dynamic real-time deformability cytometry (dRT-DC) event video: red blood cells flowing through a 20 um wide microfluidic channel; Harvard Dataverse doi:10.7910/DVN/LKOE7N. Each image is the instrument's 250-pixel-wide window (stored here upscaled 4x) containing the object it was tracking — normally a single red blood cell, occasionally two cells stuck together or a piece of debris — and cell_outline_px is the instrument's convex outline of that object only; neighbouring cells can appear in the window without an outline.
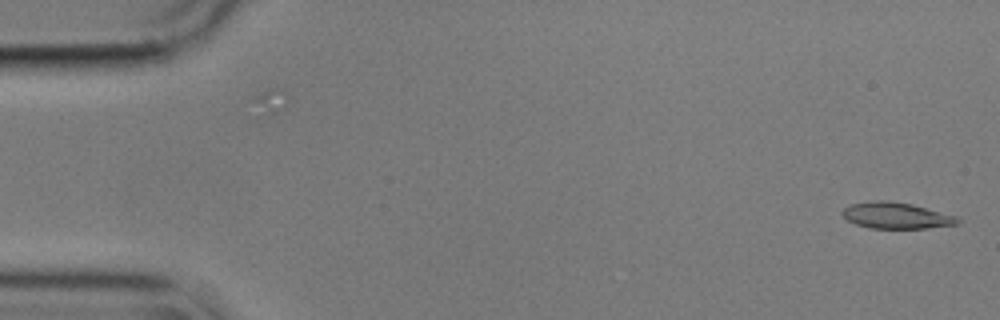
{"species": "common noctule bat (a hibernating species)", "species_latin": "Nyctalus noctula", "temperature_condition": "cold", "stored_images_in_passage": 14, "camera_frame_rate_fps": 3000, "um_per_image_px": 0.085, "animal": {"sex": "male", "body_mass_g": 17.9}, "frame": {"image": 1, "passage_image": 1, "time_ms": 0.0, "image_size_px": [1000, 320], "cell_outline_px": [[960, 224], [928, 228], [868, 228], [856, 224], [848, 220], [840, 212], [848, 204], [876, 200], [888, 200], [912, 204], [956, 216], [960, 220]], "centroid_in_image_um": [76.16, 18.32], "position_along_channel_um": 8.8, "area_um2": 17.69}}
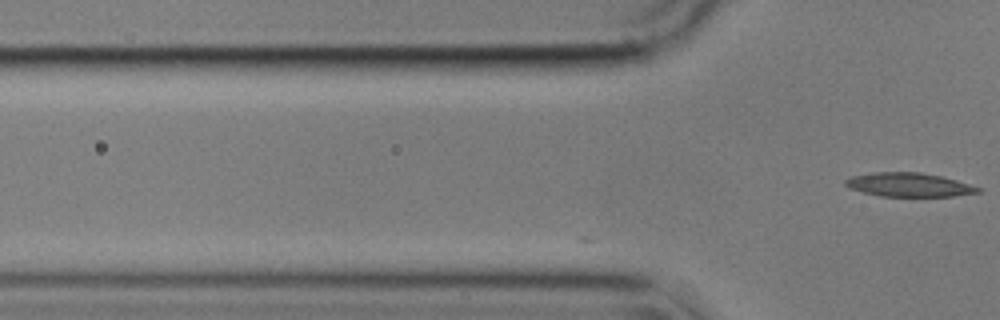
{"frame": {"image": 2, "passage_image": 14, "time_ms": 4.333, "image_size_px": [1000, 320], "cell_outline_px": [[984, 192], [952, 196], [880, 196], [848, 188], [844, 184], [844, 180], [852, 176], [872, 172], [920, 172], [940, 176], [956, 180], [984, 188]], "centroid_in_image_um": [77.29, 15.7], "position_along_channel_um": 48.5, "area_um2": 18.55}}